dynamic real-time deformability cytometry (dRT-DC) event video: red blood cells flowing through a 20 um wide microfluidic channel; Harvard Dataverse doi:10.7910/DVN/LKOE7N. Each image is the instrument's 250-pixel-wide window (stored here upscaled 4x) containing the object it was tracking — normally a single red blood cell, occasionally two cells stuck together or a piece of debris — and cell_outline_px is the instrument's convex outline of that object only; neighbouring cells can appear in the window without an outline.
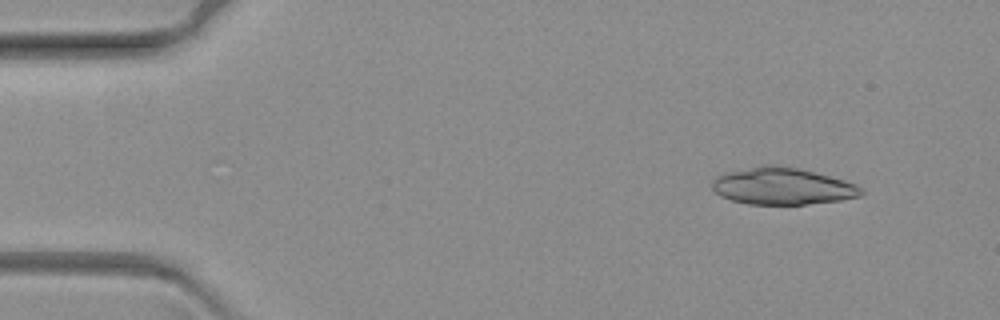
{"species": "common noctule bat (a hibernating species)", "species_latin": "Nyctalus noctula", "temperature_condition": "warm", "stored_images_in_passage": 27, "camera_frame_rate_fps": 3000, "um_per_image_px": 0.085, "animal": {"sex": "female", "body_mass_g": 19.3, "forearm_length_mm": 54.1}, "frame": {"image": 1, "passage_image": 6, "time_ms": 1.667, "image_size_px": [1000, 320], "cell_outline_px": [[864, 192], [860, 196], [840, 200], [808, 204], [748, 204], [732, 200], [720, 196], [712, 188], [712, 180], [716, 176], [724, 172], [764, 164], [768, 164], [796, 168], [844, 180], [856, 184], [864, 188]], "centroid_in_image_um": [66.48, 15.82], "position_along_channel_um": 18.5, "area_um2": 32.02}}